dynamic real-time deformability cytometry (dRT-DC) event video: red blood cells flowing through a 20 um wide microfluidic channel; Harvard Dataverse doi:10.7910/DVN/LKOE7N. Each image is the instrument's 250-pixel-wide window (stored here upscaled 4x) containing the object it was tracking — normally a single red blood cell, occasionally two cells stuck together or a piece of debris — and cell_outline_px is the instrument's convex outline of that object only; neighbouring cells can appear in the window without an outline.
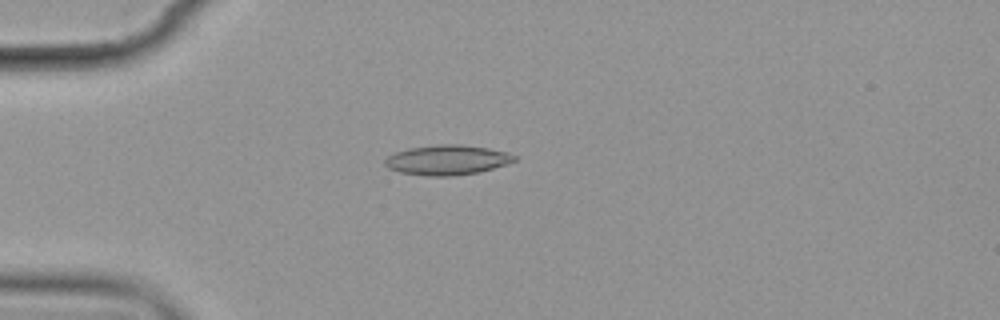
{"species": "common noctule bat (a hibernating species)", "species_latin": "Nyctalus noctula", "temperature_condition": "cold", "stored_images_in_passage": 5, "camera_frame_rate_fps": 3000, "um_per_image_px": 0.085, "animal": {"sex": "female", "body_mass_g": 19.9}, "frame": {"image": 1, "passage_image": 5, "time_ms": 4.667, "image_size_px": [1000, 320], "cell_outline_px": [[516, 160], [480, 172], [452, 176], [428, 176], [400, 172], [388, 168], [384, 164], [384, 160], [388, 156], [396, 152], [408, 148], [440, 144], [460, 144], [488, 148], [504, 152], [516, 156]], "centroid_in_image_um": [37.96, 13.6], "position_along_channel_um": 47.0, "area_um2": 22.37}}